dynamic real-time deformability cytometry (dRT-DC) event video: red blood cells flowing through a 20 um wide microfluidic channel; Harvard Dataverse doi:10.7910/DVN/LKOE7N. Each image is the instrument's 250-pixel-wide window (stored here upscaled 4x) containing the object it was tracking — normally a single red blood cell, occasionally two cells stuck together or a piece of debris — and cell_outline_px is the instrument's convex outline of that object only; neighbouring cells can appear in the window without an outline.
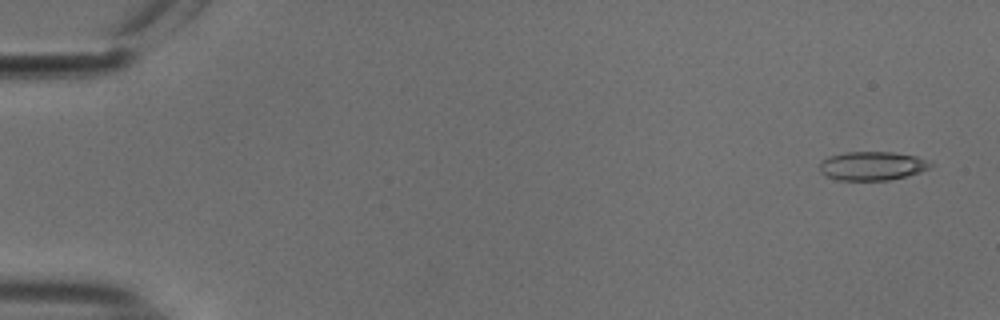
{"species": "common noctule bat (a hibernating species)", "species_latin": "Nyctalus noctula", "temperature_condition": "cold", "stored_images_in_passage": 15, "camera_frame_rate_fps": 3000, "um_per_image_px": 0.085, "animal": {"sex": "male", "body_mass_g": 18.8}, "frame": {"image": 1, "passage_image": 3, "time_ms": 0.667, "image_size_px": [1000, 320], "cell_outline_px": [[932, 164], [928, 168], [920, 172], [888, 180], [836, 180], [820, 172], [820, 160], [828, 156], [844, 152], [892, 152], [916, 156], [932, 160]], "centroid_in_image_um": [74.12, 14.09], "position_along_channel_um": 10.9, "area_um2": 18.67}}